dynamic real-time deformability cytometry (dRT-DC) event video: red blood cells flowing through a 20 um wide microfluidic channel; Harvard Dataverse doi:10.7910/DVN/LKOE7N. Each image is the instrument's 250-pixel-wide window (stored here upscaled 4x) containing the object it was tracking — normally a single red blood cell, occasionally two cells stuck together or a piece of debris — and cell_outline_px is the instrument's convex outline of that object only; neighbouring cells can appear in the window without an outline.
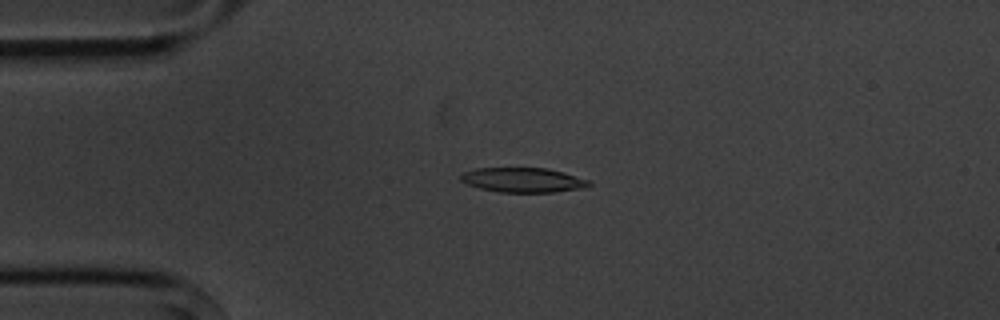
{"species": "common noctule bat (a hibernating species)", "species_latin": "Nyctalus noctula", "temperature_condition": "cold", "stored_images_in_passage": 4, "camera_frame_rate_fps": 3000, "um_per_image_px": 0.085, "animal": {"sex": "male", "body_mass_g": 20.1, "forearm_length_mm": 53.5}, "frame": {"image": 1, "passage_image": 3, "time_ms": 2.333, "image_size_px": [1000, 320], "cell_outline_px": [[592, 184], [588, 188], [552, 192], [500, 192], [480, 188], [468, 184], [460, 180], [460, 176], [464, 172], [476, 168], [548, 168], [564, 172], [588, 180]], "centroid_in_image_um": [44.49, 15.3], "position_along_channel_um": 40.5, "area_um2": 18.44}}